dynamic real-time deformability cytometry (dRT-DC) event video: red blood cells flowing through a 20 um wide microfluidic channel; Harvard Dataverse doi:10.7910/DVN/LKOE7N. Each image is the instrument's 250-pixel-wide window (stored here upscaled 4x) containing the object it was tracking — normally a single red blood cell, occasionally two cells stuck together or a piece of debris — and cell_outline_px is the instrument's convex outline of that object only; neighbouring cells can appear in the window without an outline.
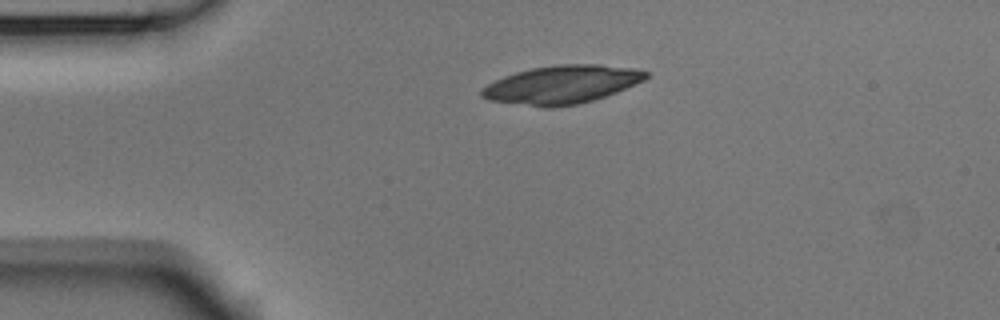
{"species": "Egyptian fruit bat (a non-hibernating species)", "species_latin": "Rousettus aegyptiacus", "temperature_condition": "room temperature", "stored_images_in_passage": 42, "camera_frame_rate_fps": 3000, "um_per_image_px": 0.085, "animal": {"sex": "male"}, "frame": {"image": 1, "passage_image": 1, "time_ms": 0.0, "image_size_px": [1000, 320], "cell_outline_px": [[648, 76], [644, 80], [616, 92], [592, 100], [576, 104], [552, 108], [548, 108], [488, 100], [480, 96], [480, 92], [488, 84], [504, 76], [516, 72], [532, 68], [556, 64], [600, 64], [636, 68], [648, 72]], "centroid_in_image_um": [47.76, 7.18], "position_along_channel_um": 37.2, "area_um2": 36.47}}
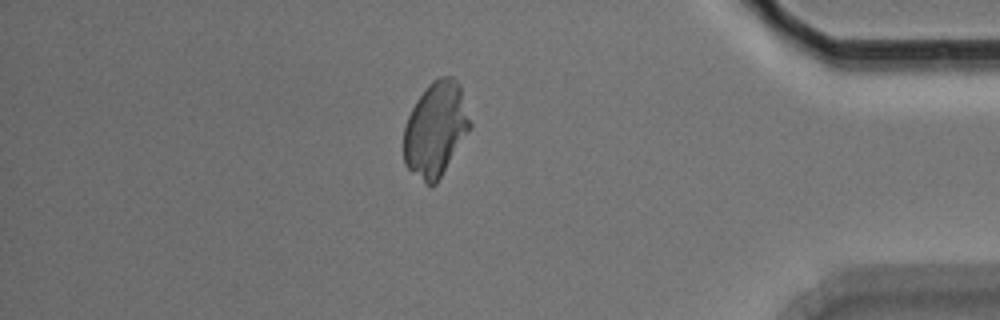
{"frame": {"image": 2, "passage_image": 35, "time_ms": 11.333, "image_size_px": [1000, 320], "cell_outline_px": [[472, 128], [436, 184], [432, 188], [424, 184], [404, 164], [404, 128], [408, 116], [416, 100], [432, 80], [440, 76], [452, 76], [460, 84], [472, 124]], "centroid_in_image_um": [37.04, 11.0], "position_along_channel_um": 398.2, "area_um2": 36.93}}